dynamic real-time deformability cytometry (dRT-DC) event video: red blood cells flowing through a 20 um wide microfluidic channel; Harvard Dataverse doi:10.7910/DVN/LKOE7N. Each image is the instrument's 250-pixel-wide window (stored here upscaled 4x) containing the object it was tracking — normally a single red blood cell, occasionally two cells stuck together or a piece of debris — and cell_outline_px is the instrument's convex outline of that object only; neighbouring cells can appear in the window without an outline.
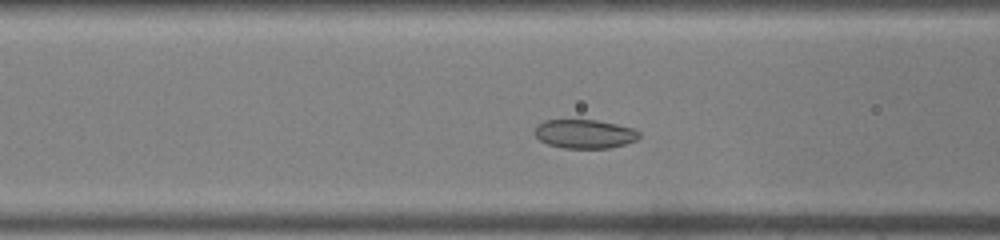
{"species": "common noctule bat (a hibernating species)", "species_latin": "Nyctalus noctula", "temperature_condition": "warm", "stored_images_in_passage": 36, "camera_frame_rate_fps": 3000, "um_per_image_px": 0.085, "animal": {"sex": "male", "body_mass_g": 19.0, "forearm_length_mm": 50.8}, "frame": {"image": 1, "passage_image": 10, "time_ms": 3.0, "image_size_px": [1000, 240], "cell_outline_px": [[640, 136], [636, 140], [624, 144], [608, 148], [564, 148], [548, 144], [540, 140], [532, 132], [536, 124], [544, 120], [596, 120], [616, 124], [632, 128], [640, 132]], "centroid_in_image_um": [49.65, 11.37], "position_along_channel_um": 117.0, "area_um2": 17.63}}
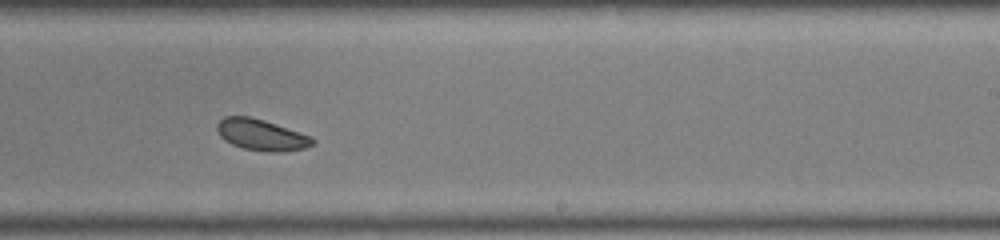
{"frame": {"image": 2, "passage_image": 20, "time_ms": 6.333, "image_size_px": [1000, 240], "cell_outline_px": [[316, 144], [304, 148], [284, 152], [268, 152], [244, 148], [232, 144], [224, 140], [220, 136], [216, 128], [216, 124], [224, 116], [248, 116], [264, 120], [308, 136], [316, 140]], "centroid_in_image_um": [22.19, 11.47], "position_along_channel_um": 266.8, "area_um2": 17.22}}
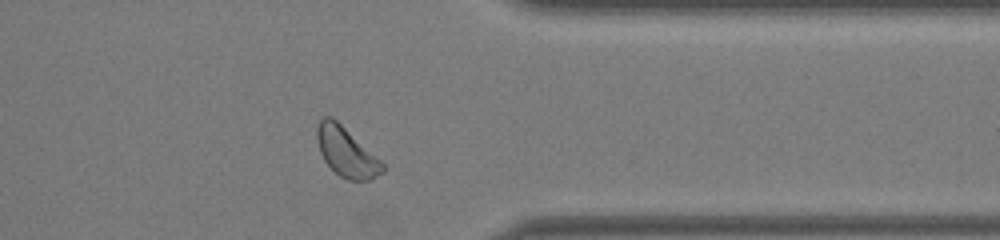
{"frame": {"image": 3, "passage_image": 28, "time_ms": 9.0, "image_size_px": [1000, 240], "cell_outline_px": [[384, 172], [368, 180], [348, 180], [340, 176], [324, 160], [320, 152], [316, 140], [316, 128], [320, 120], [324, 116], [332, 116], [380, 160], [384, 164]], "centroid_in_image_um": [29.41, 12.91], "position_along_channel_um": 382.0, "area_um2": 18.55}}